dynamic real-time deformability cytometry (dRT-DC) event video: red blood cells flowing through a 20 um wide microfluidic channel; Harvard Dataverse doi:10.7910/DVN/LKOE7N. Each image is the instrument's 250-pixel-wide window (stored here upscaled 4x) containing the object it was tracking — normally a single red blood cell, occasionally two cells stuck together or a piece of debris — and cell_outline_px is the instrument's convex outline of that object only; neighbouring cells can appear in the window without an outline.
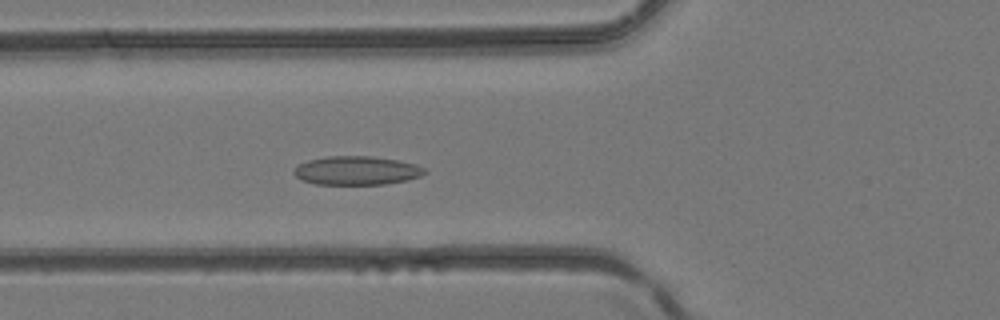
{"species": "common noctule bat (a hibernating species)", "species_latin": "Nyctalus noctula", "temperature_condition": "room temperature", "stored_images_in_passage": 32, "camera_frame_rate_fps": 3000, "um_per_image_px": 0.085, "animal": {"sex": "female", "body_mass_g": 24.6, "forearm_length_mm": 56.2}, "frame": {"image": 1, "passage_image": 6, "time_ms": 1.667, "image_size_px": [1000, 320], "cell_outline_px": [[428, 172], [420, 176], [408, 180], [384, 184], [316, 184], [300, 180], [292, 172], [300, 164], [308, 160], [328, 156], [372, 156], [396, 160], [416, 164], [424, 168]], "centroid_in_image_um": [30.32, 14.5], "position_along_channel_um": 95.5, "area_um2": 21.85}}
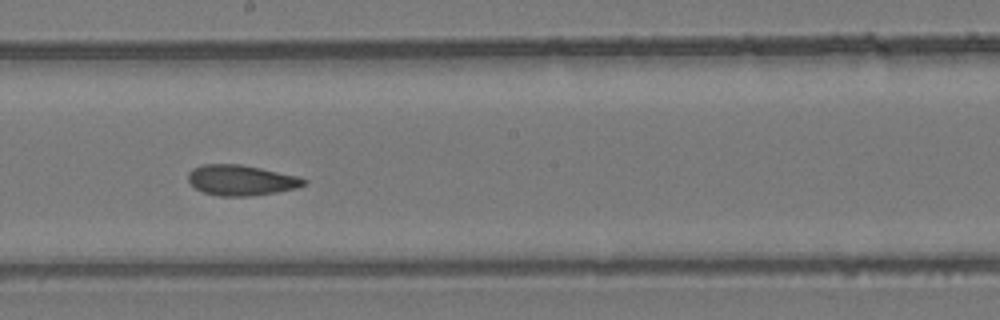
{"frame": {"image": 2, "passage_image": 14, "time_ms": 4.333, "image_size_px": [1000, 320], "cell_outline_px": [[308, 184], [296, 188], [276, 192], [248, 196], [216, 196], [204, 192], [196, 188], [188, 180], [188, 172], [192, 168], [204, 164], [240, 164], [300, 176], [308, 180]], "centroid_in_image_um": [20.52, 15.31], "position_along_channel_um": 227.7, "area_um2": 20.63}}
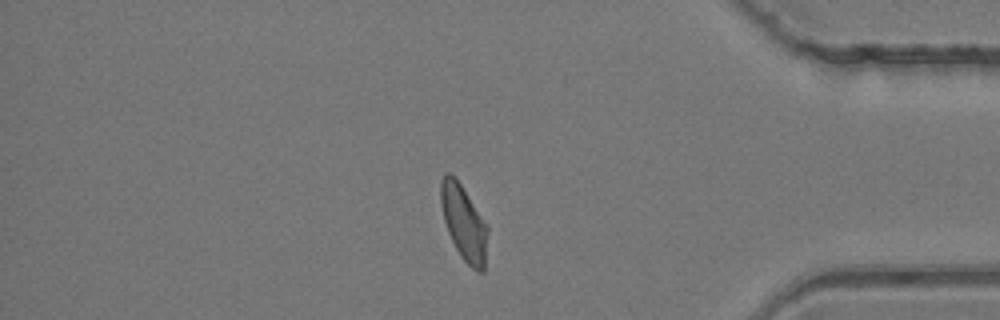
{"frame": {"image": 3, "passage_image": 26, "time_ms": 8.333, "image_size_px": [1000, 320], "cell_outline_px": [[488, 232], [484, 272], [476, 272], [460, 256], [448, 232], [444, 220], [440, 200], [440, 180], [444, 172], [452, 172], [456, 176], [488, 224]], "centroid_in_image_um": [39.43, 18.88], "position_along_channel_um": 395.8, "area_um2": 20.98}}